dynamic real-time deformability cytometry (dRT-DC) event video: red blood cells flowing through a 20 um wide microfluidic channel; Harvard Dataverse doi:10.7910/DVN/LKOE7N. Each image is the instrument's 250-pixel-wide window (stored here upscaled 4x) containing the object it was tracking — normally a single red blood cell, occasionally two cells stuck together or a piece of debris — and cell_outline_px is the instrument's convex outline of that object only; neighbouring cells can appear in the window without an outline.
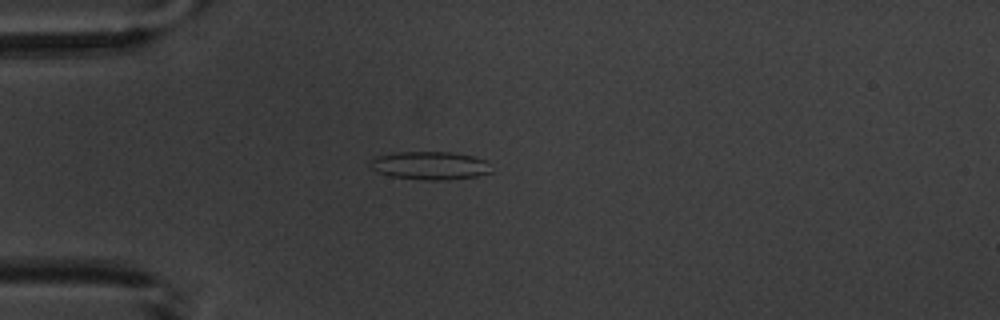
{"species": "common noctule bat (a hibernating species)", "species_latin": "Nyctalus noctula", "temperature_condition": "warm", "stored_images_in_passage": 6, "camera_frame_rate_fps": 3000, "um_per_image_px": 0.085, "animal": {"sex": "male", "body_mass_g": 20.1, "forearm_length_mm": 53.5}, "frame": {"image": 1, "passage_image": 3, "time_ms": 3.333, "image_size_px": [1000, 320], "cell_outline_px": [[492, 172], [476, 176], [444, 180], [424, 180], [392, 176], [380, 172], [372, 168], [372, 156], [396, 152], [452, 152], [472, 156], [488, 160]], "centroid_in_image_um": [36.59, 14.06], "position_along_channel_um": 48.4, "area_um2": 19.83}}
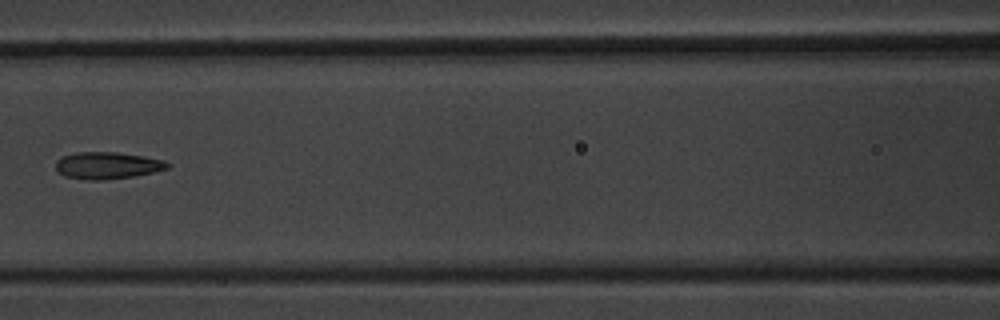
{"frame": {"image": 2, "passage_image": 6, "time_ms": 6.667, "image_size_px": [1000, 320], "cell_outline_px": [[168, 168], [152, 172], [132, 176], [104, 180], [88, 180], [64, 176], [56, 168], [56, 160], [60, 156], [76, 152], [116, 152], [164, 160], [168, 164]], "centroid_in_image_um": [9.06, 14.06], "position_along_channel_um": 157.5, "area_um2": 17.34}}